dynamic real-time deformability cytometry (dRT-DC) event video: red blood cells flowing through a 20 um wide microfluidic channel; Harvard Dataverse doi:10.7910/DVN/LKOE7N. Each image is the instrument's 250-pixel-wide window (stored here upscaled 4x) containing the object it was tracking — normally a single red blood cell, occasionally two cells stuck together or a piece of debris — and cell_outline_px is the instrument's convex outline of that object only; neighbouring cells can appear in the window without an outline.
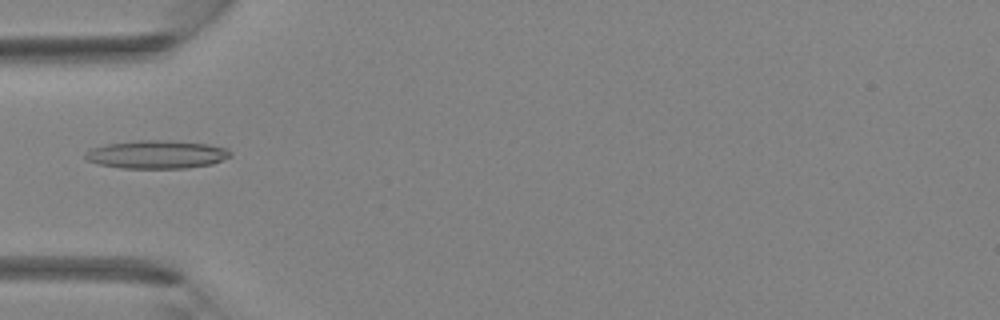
{"species": "Egyptian fruit bat (a non-hibernating species)", "species_latin": "Rousettus aegyptiacus", "temperature_condition": "room temperature", "stored_images_in_passage": 38, "camera_frame_rate_fps": 3000, "um_per_image_px": 0.085, "animal": {"sex": "female"}, "frame": {"image": 1, "passage_image": 11, "time_ms": 3.333, "image_size_px": [1000, 320], "cell_outline_px": [[232, 156], [212, 164], [184, 168], [120, 168], [100, 164], [84, 160], [84, 152], [92, 148], [108, 144], [136, 140], [172, 140], [208, 144], [228, 148], [232, 152]], "centroid_in_image_um": [13.33, 13.12], "position_along_channel_um": 71.7, "area_um2": 24.04}}
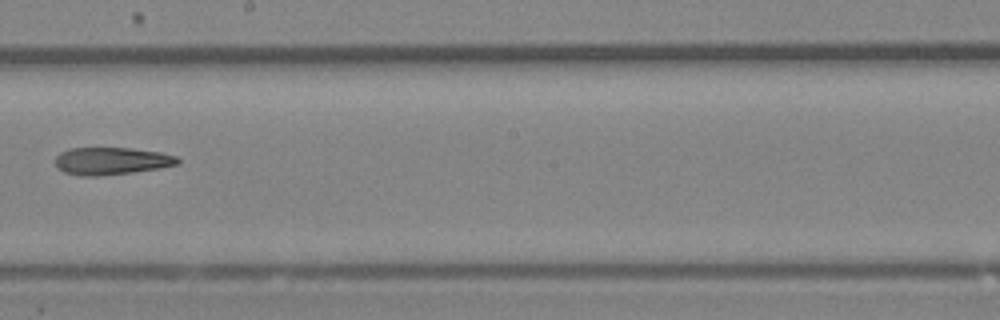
{"frame": {"image": 2, "passage_image": 21, "time_ms": 6.667, "image_size_px": [1000, 320], "cell_outline_px": [[180, 164], [160, 168], [132, 172], [100, 176], [80, 176], [64, 172], [56, 168], [56, 156], [60, 152], [68, 148], [132, 148], [160, 152], [176, 156], [180, 160]], "centroid_in_image_um": [9.46, 13.68], "position_along_channel_um": 238.7, "area_um2": 19.71}}
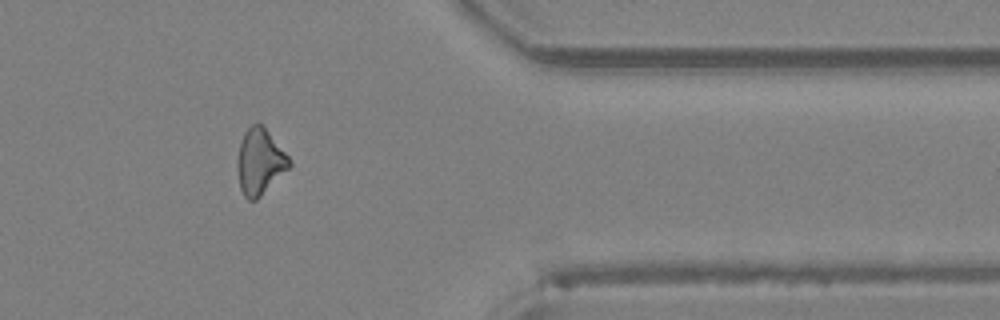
{"frame": {"image": 3, "passage_image": 31, "time_ms": 10.0, "image_size_px": [1000, 320], "cell_outline_px": [[292, 164], [256, 200], [248, 200], [244, 196], [240, 188], [236, 168], [236, 160], [240, 144], [244, 132], [252, 124], [260, 124], [268, 132], [288, 156]], "centroid_in_image_um": [22.04, 13.76], "position_along_channel_um": 389.4, "area_um2": 19.54}}